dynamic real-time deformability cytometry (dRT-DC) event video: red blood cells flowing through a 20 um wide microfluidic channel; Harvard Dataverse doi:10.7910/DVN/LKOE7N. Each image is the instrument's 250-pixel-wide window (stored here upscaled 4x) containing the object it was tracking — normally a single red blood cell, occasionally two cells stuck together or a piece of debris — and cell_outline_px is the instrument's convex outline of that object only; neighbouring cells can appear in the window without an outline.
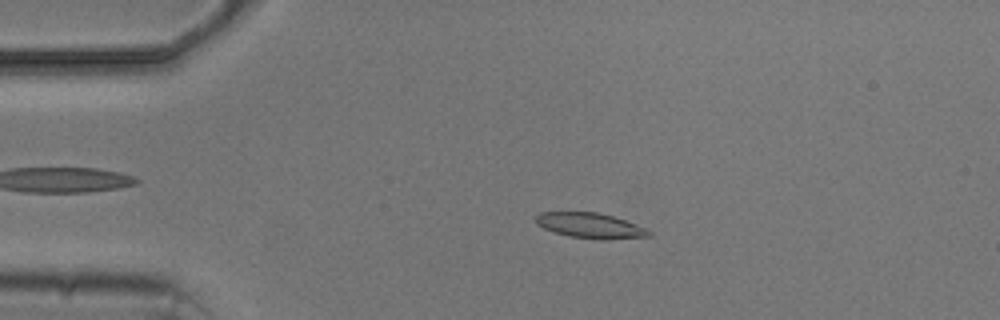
{"species": "common noctule bat (a hibernating species)", "species_latin": "Nyctalus noctula", "temperature_condition": "cold", "stored_images_in_passage": 4, "camera_frame_rate_fps": 3000, "um_per_image_px": 0.085, "animal": {"sex": "male", "body_mass_g": 20.5, "forearm_length_mm": 52.5}, "frame": {"image": 1, "passage_image": 3, "time_ms": 2.333, "image_size_px": [1000, 320], "cell_outline_px": [[652, 236], [604, 240], [600, 240], [568, 236], [544, 228], [536, 224], [536, 216], [540, 212], [600, 212], [636, 224], [652, 232]], "centroid_in_image_um": [50.18, 19.18], "position_along_channel_um": 34.8, "area_um2": 16.65}}